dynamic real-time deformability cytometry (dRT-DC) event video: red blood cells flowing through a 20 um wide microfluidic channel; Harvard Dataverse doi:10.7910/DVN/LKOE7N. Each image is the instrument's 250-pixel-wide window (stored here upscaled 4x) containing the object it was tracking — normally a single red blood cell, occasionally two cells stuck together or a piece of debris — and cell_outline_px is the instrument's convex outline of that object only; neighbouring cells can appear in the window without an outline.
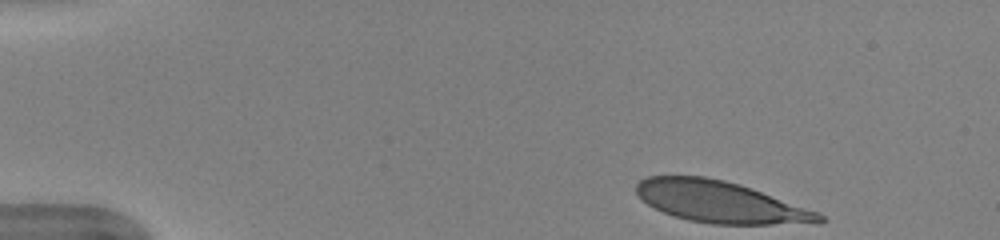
{"species": "human", "species_latin": "Homo sapiens", "temperature_condition": "warm", "stored_images_in_passage": 38, "camera_frame_rate_fps": 3000, "um_per_image_px": 0.085, "donor": {"sex": "female"}, "frame": {"image": 1, "passage_image": 1, "time_ms": 0.0, "image_size_px": [1000, 240], "cell_outline_px": [[828, 220], [820, 224], [712, 224], [688, 220], [664, 212], [648, 204], [636, 192], [636, 184], [640, 180], [648, 176], [704, 176], [724, 180], [740, 184], [752, 188], [820, 212]], "centroid_in_image_um": [61.32, 17.17], "position_along_channel_um": 23.7, "area_um2": 44.39}}
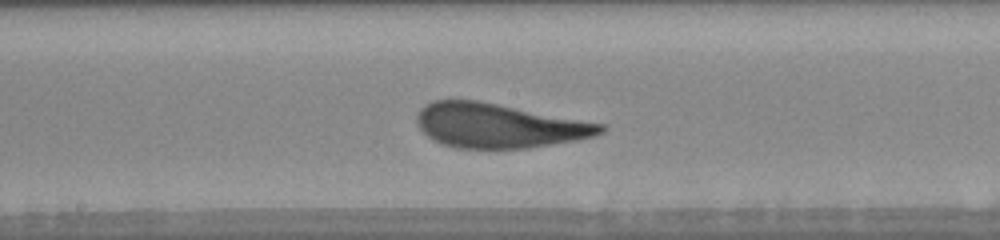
{"frame": {"image": 2, "passage_image": 22, "time_ms": 7.0, "image_size_px": [1000, 240], "cell_outline_px": [[608, 128], [604, 132], [596, 136], [580, 140], [524, 148], [456, 148], [440, 144], [432, 140], [420, 128], [416, 120], [416, 116], [420, 108], [436, 100], [480, 100], [604, 124]], "centroid_in_image_um": [42.42, 10.68], "position_along_channel_um": 205.8, "area_um2": 47.69}}
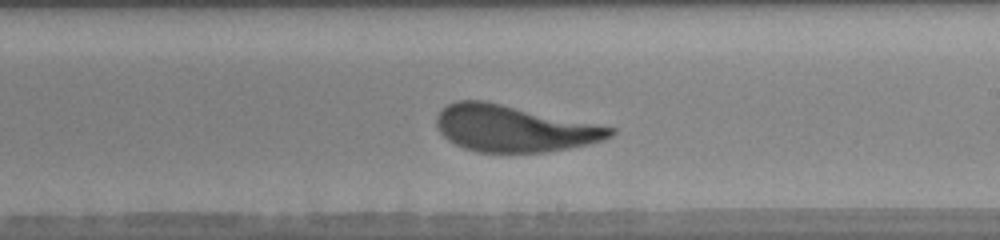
{"frame": {"image": 3, "passage_image": 25, "time_ms": 8.0, "image_size_px": [1000, 240], "cell_outline_px": [[616, 132], [612, 136], [604, 140], [588, 144], [568, 148], [544, 152], [476, 152], [464, 148], [448, 140], [436, 128], [436, 116], [448, 104], [456, 100], [484, 100], [616, 128]], "centroid_in_image_um": [43.67, 10.92], "position_along_channel_um": 245.3, "area_um2": 46.93}, "authors_computed_cell_mechanics": {"area_um2": 47.6561, "velocity_mm_per_s": 3.9621, "shape_relaxation_time_tau1_ms": 4.968, "shape_relaxation_time_tau2_ms": null, "deformation_change_tau1": 0.2093, "deformation_change_tau2": null}}